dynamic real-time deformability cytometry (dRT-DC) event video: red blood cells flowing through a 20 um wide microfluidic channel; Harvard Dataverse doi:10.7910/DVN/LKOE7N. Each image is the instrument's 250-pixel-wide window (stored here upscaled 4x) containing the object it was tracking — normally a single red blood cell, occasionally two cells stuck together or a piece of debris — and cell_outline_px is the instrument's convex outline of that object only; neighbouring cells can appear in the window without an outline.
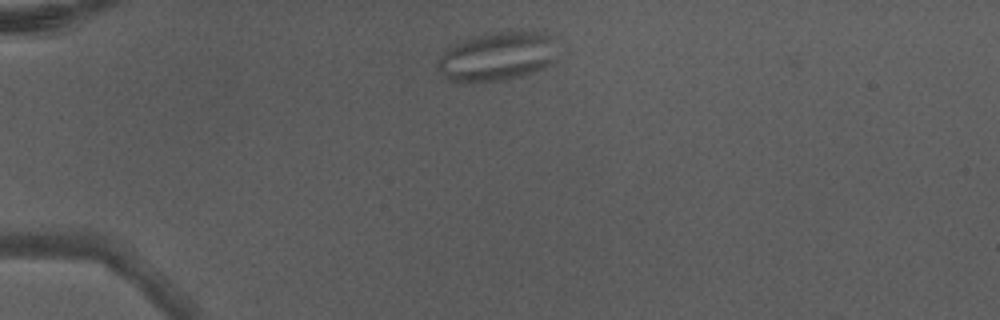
{"species": "Egyptian fruit bat (a non-hibernating species)", "species_latin": "Rousettus aegyptiacus", "temperature_condition": "warm", "stored_images_in_passage": 5, "camera_frame_rate_fps": 3000, "um_per_image_px": 0.085, "animal": {"sex": "male"}, "frame": {"image": 1, "passage_image": 1, "time_ms": 0.0, "image_size_px": [1000, 320], "cell_outline_px": [[556, 60], [552, 64], [532, 72], [520, 76], [500, 80], [448, 80], [440, 72], [436, 64], [440, 56], [444, 52], [456, 44], [464, 40], [476, 36], [500, 32], [540, 32], [548, 36]], "centroid_in_image_um": [42.23, 4.8], "position_along_channel_um": 42.8, "area_um2": 32.66}}
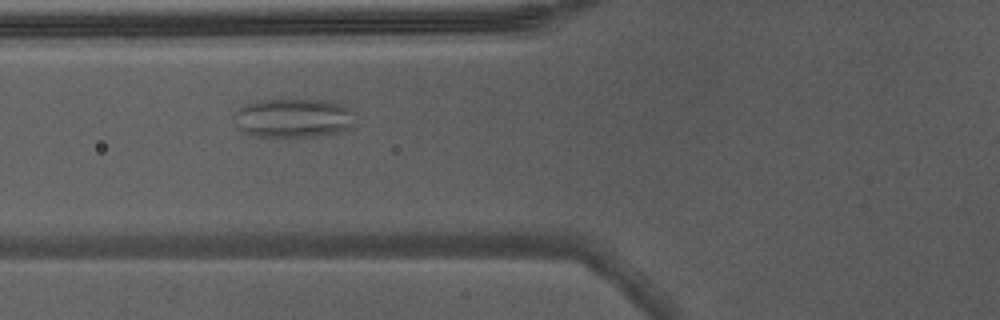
{"frame": {"image": 2, "passage_image": 3, "time_ms": 0.667, "image_size_px": [1000, 320], "cell_outline_px": [[356, 112], [352, 128], [340, 132], [320, 136], [288, 140], [248, 136], [240, 132], [236, 128], [232, 120], [232, 116], [244, 104], [260, 100], [280, 96], [288, 96], [328, 100], [348, 104]], "centroid_in_image_um": [24.92, 10.03], "position_along_channel_um": 100.9, "area_um2": 30.63}}